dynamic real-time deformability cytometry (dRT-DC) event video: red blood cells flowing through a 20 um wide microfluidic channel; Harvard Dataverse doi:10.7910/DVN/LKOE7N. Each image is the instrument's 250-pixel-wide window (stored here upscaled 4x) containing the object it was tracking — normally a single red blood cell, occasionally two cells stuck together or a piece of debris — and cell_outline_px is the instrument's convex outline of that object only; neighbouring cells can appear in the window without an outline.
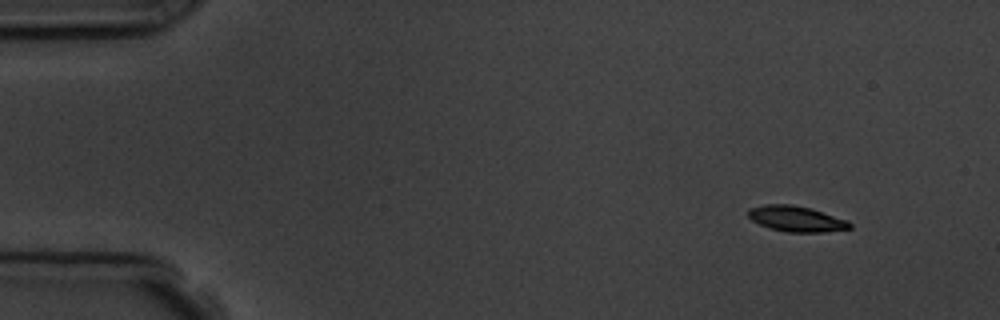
{"species": "common noctule bat (a hibernating species)", "species_latin": "Nyctalus noctula", "temperature_condition": "room temperature", "stored_images_in_passage": 5, "camera_frame_rate_fps": 3000, "um_per_image_px": 0.085, "animal": {"sex": "male", "body_mass_g": 19.5, "forearm_length_mm": 54.6}, "frame": {"image": 1, "passage_image": 1, "time_ms": 0.0, "image_size_px": [1000, 320], "cell_outline_px": [[852, 228], [824, 232], [788, 232], [768, 228], [752, 220], [748, 216], [748, 208], [764, 204], [792, 204], [812, 208], [848, 220], [852, 224]], "centroid_in_image_um": [67.69, 18.59], "position_along_channel_um": 17.3, "area_um2": 15.37}}
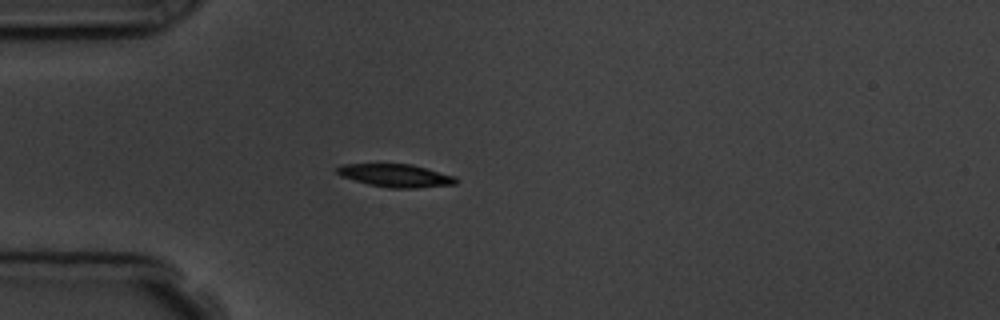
{"frame": {"image": 2, "passage_image": 4, "time_ms": 3.333, "image_size_px": [1000, 320], "cell_outline_px": [[460, 180], [456, 184], [416, 188], [388, 188], [368, 184], [340, 176], [336, 172], [336, 168], [344, 164], [412, 164], [456, 176]], "centroid_in_image_um": [33.67, 14.92], "position_along_channel_um": 51.3, "area_um2": 16.01}}